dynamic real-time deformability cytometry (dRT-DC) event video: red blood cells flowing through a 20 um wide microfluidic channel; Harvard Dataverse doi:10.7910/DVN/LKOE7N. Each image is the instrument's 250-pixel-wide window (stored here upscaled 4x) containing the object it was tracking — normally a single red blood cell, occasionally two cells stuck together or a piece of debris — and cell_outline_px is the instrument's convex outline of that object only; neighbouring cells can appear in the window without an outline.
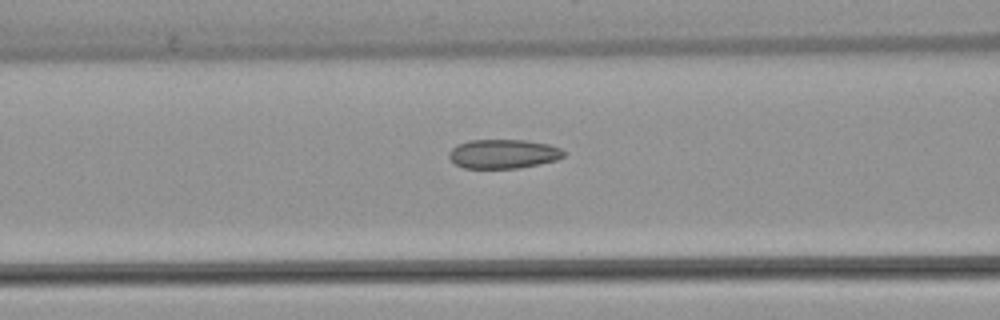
{"species": "common noctule bat (a hibernating species)", "species_latin": "Nyctalus noctula", "temperature_condition": "warm", "stored_images_in_passage": 14, "camera_frame_rate_fps": 3000, "um_per_image_px": 0.085, "animal": {"sex": "female", "body_mass_g": 22.7, "forearm_length_mm": 54.2}, "frame": {"image": 1, "passage_image": 12, "time_ms": 3.667, "image_size_px": [1000, 320], "cell_outline_px": [[564, 156], [556, 160], [540, 164], [520, 168], [464, 168], [456, 164], [448, 156], [448, 152], [456, 144], [468, 140], [524, 140], [548, 144], [560, 148], [564, 152]], "centroid_in_image_um": [42.76, 13.08], "position_along_channel_um": 123.8, "area_um2": 19.54}}